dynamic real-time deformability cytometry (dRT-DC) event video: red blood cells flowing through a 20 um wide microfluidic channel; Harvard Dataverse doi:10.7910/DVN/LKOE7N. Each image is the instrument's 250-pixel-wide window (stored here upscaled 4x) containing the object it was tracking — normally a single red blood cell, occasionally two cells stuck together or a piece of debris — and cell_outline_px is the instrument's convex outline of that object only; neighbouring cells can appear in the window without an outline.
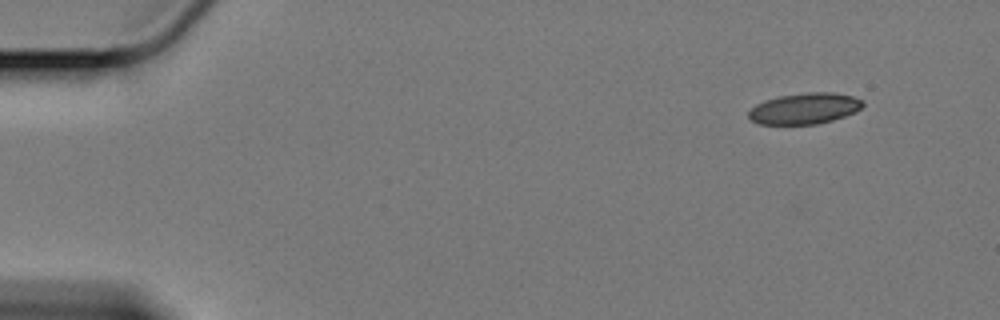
{"species": "Egyptian fruit bat (a non-hibernating species)", "species_latin": "Rousettus aegyptiacus", "temperature_condition": "cold", "stored_images_in_passage": 55, "camera_frame_rate_fps": 3000, "um_per_image_px": 0.085, "animal": {"sex": "female"}, "frame": {"image": 1, "passage_image": 1, "time_ms": 0.0, "image_size_px": [1000, 320], "cell_outline_px": [[864, 104], [856, 112], [832, 120], [816, 124], [760, 124], [752, 120], [748, 116], [748, 112], [756, 104], [764, 100], [780, 96], [808, 92], [836, 92], [852, 96], [864, 100]], "centroid_in_image_um": [68.41, 9.21], "position_along_channel_um": 16.6, "area_um2": 20.63}}
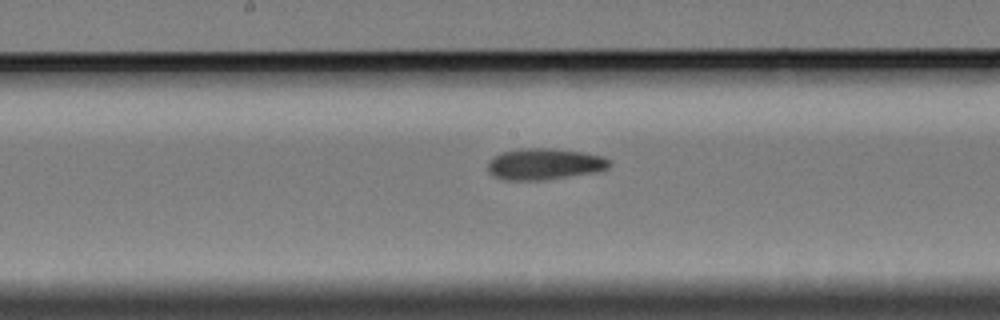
{"frame": {"image": 2, "passage_image": 27, "time_ms": 8.667, "image_size_px": [1000, 320], "cell_outline_px": [[612, 164], [608, 168], [596, 172], [544, 180], [504, 180], [492, 176], [488, 172], [488, 160], [492, 156], [500, 152], [520, 148], [552, 148], [584, 152], [604, 156], [612, 160]], "centroid_in_image_um": [46.27, 13.93], "position_along_channel_um": 201.9, "area_um2": 22.72}}
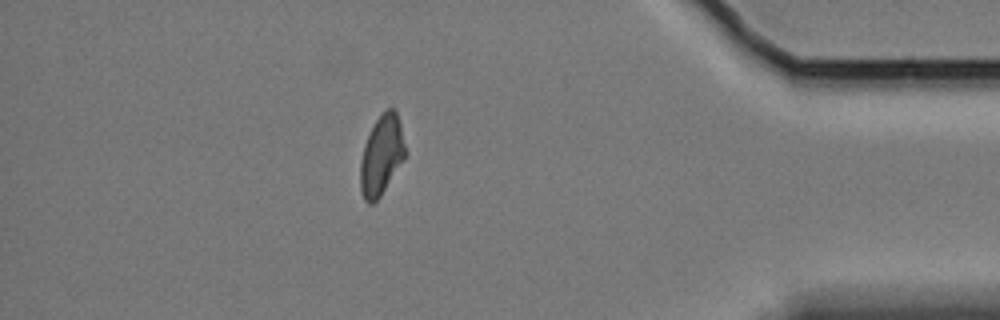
{"frame": {"image": 3, "passage_image": 48, "time_ms": 15.667, "image_size_px": [1000, 320], "cell_outline_px": [[408, 152], [404, 160], [380, 196], [372, 204], [368, 204], [364, 200], [360, 188], [360, 160], [364, 144], [376, 120], [388, 108], [392, 108], [396, 112], [400, 124]], "centroid_in_image_um": [32.44, 13.23], "position_along_channel_um": 402.8, "area_um2": 20.87}, "authors_computed_cell_mechanics": {"area_um2": 21.6172, "velocity_mm_per_s": 3.3767, "shape_relaxation_time_tau1_ms": null, "shape_relaxation_time_tau2_ms": 3.5247, "deformation_change_tau1": null, "deformation_change_tau2": 0.0953}}